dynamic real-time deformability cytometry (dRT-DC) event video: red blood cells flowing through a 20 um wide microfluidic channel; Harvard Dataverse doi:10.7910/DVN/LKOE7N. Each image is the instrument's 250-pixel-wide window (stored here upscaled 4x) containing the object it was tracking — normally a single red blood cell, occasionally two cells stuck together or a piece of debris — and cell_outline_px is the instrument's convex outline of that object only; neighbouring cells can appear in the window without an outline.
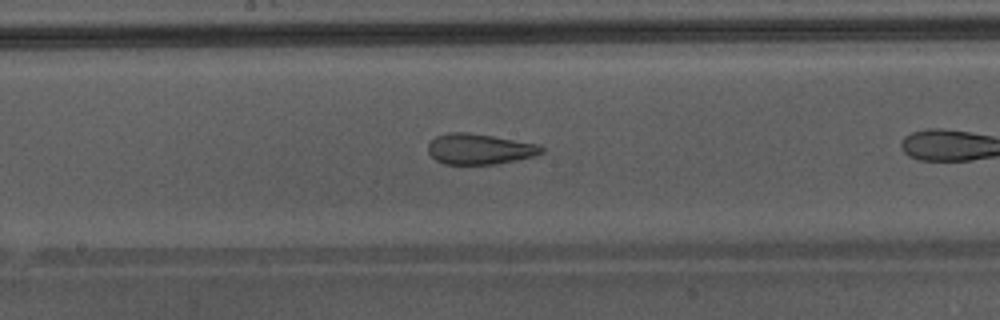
{"species": "Egyptian fruit bat (a non-hibernating species)", "species_latin": "Rousettus aegyptiacus", "temperature_condition": "warm", "stored_images_in_passage": 24, "camera_frame_rate_fps": 3000, "um_per_image_px": 0.085, "animal": {"sex": "male"}, "frame": {"image": 1, "passage_image": 11, "time_ms": 3.333, "image_size_px": [1000, 320], "cell_outline_px": [[544, 152], [536, 156], [496, 164], [444, 164], [436, 160], [428, 152], [428, 144], [436, 136], [448, 132], [468, 132], [492, 136], [536, 144], [544, 148]], "centroid_in_image_um": [40.75, 12.67], "position_along_channel_um": 207.5, "area_um2": 20.17}}